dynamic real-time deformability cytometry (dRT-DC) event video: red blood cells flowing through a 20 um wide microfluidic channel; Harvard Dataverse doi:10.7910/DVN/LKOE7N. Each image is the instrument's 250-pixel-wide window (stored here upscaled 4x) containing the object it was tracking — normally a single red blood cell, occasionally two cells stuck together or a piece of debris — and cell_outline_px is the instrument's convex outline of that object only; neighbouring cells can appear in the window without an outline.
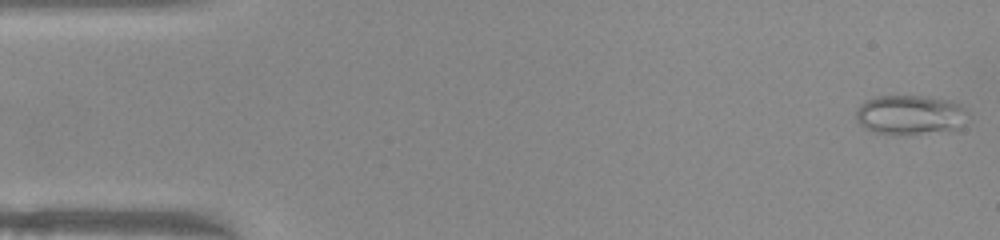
{"species": "common noctule bat (a hibernating species)", "species_latin": "Nyctalus noctula", "temperature_condition": "warm", "stored_images_in_passage": 50, "camera_frame_rate_fps": 3000, "um_per_image_px": 0.085, "animal": {"sex": "female", "body_mass_g": 22.0, "forearm_length_mm": 56.7}, "frame": {"image": 1, "passage_image": 1, "time_ms": 0.0, "image_size_px": [1000, 240], "cell_outline_px": [[960, 128], [920, 132], [872, 132], [864, 128], [856, 120], [856, 108], [860, 104], [876, 96], [924, 96], [948, 100], [956, 104], [960, 108]], "centroid_in_image_um": [77.17, 9.72], "position_along_channel_um": 7.8, "area_um2": 24.16}}
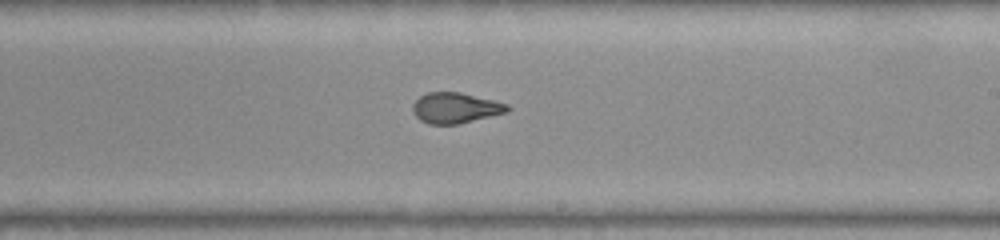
{"frame": {"image": 2, "passage_image": 29, "time_ms": 9.333, "image_size_px": [1000, 240], "cell_outline_px": [[512, 108], [508, 112], [460, 124], [428, 124], [420, 120], [412, 112], [412, 104], [420, 96], [428, 92], [460, 92], [508, 104]], "centroid_in_image_um": [38.71, 9.18], "position_along_channel_um": 250.3, "area_um2": 16.99}}
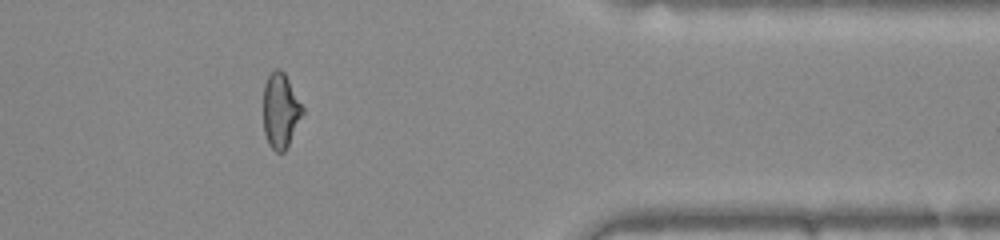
{"frame": {"image": 3, "passage_image": 41, "time_ms": 13.333, "image_size_px": [1000, 240], "cell_outline_px": [[304, 112], [284, 152], [276, 152], [268, 144], [264, 132], [264, 84], [268, 76], [276, 68], [280, 68], [284, 72], [304, 108]], "centroid_in_image_um": [23.84, 9.39], "position_along_channel_um": 387.6, "area_um2": 16.94}, "authors_computed_cell_mechanics": {"area_um2": 18.1492, "velocity_mm_per_s": 3.9988, "shape_relaxation_time_tau1_ms": null, "shape_relaxation_time_tau2_ms": 0.9845, "deformation_change_tau1": null, "deformation_change_tau2": 0.0742}}